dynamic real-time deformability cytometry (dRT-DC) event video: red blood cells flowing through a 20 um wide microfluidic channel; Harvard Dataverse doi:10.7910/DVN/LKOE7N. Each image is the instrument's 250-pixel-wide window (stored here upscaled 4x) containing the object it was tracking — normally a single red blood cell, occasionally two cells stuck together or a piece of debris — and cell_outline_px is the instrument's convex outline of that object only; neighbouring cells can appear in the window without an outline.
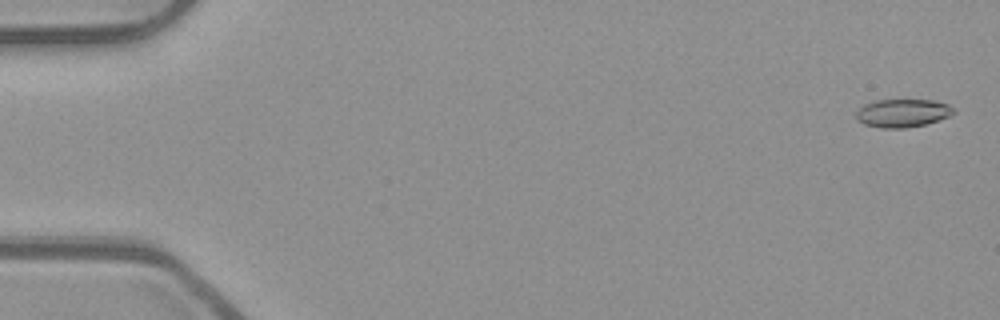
{"species": "common noctule bat (a hibernating species)", "species_latin": "Nyctalus noctula", "temperature_condition": "room temperature", "stored_images_in_passage": 52, "camera_frame_rate_fps": 3000, "um_per_image_px": 0.085, "animal": {"sex": "male", "body_mass_g": 23.1, "forearm_length_mm": 52.7}, "frame": {"image": 1, "passage_image": 1, "time_ms": 0.0, "image_size_px": [1000, 320], "cell_outline_px": [[952, 112], [948, 116], [924, 124], [904, 128], [884, 128], [864, 124], [856, 116], [856, 112], [864, 104], [876, 100], [932, 100], [948, 104], [952, 108]], "centroid_in_image_um": [76.68, 9.6], "position_along_channel_um": 8.3, "area_um2": 15.55}}
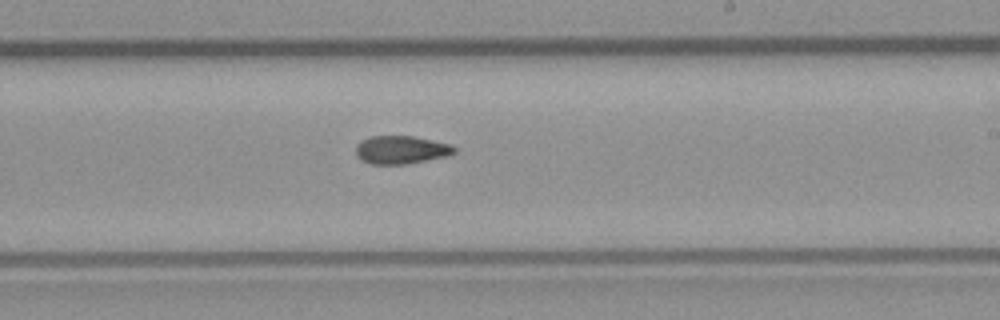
{"frame": {"image": 2, "passage_image": 31, "time_ms": 10.0, "image_size_px": [1000, 320], "cell_outline_px": [[456, 152], [448, 156], [404, 164], [372, 164], [360, 160], [356, 156], [356, 144], [360, 140], [372, 136], [412, 136], [452, 144], [456, 148]], "centroid_in_image_um": [34.08, 12.73], "position_along_channel_um": 254.9, "area_um2": 16.24}}
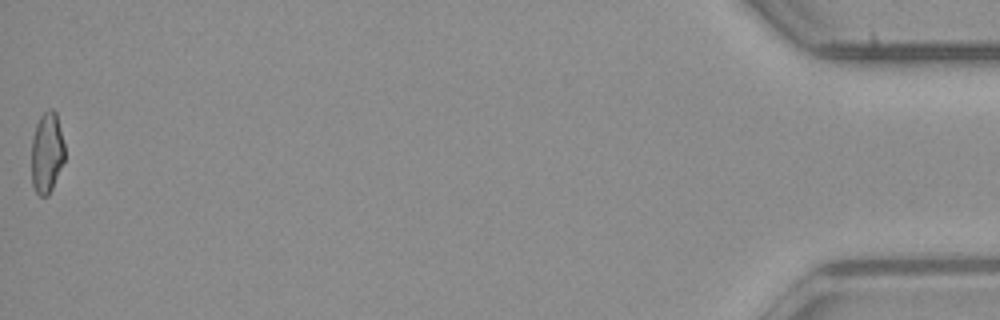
{"frame": {"image": 3, "passage_image": 52, "time_ms": 17.0, "image_size_px": [1000, 320], "cell_outline_px": [[64, 160], [52, 188], [48, 196], [40, 196], [36, 192], [32, 184], [32, 136], [36, 124], [40, 116], [48, 108], [52, 108], [56, 112], [64, 144]], "centroid_in_image_um": [3.97, 12.95], "position_along_channel_um": 431.2, "area_um2": 15.61}, "authors_computed_cell_mechanics": {"area_um2": 16.2996, "velocity_mm_per_s": 3.9827, "shape_relaxation_time_tau1_ms": null, "shape_relaxation_time_tau2_ms": 3.7079, "deformation_change_tau1": null, "deformation_change_tau2": 0.103}}